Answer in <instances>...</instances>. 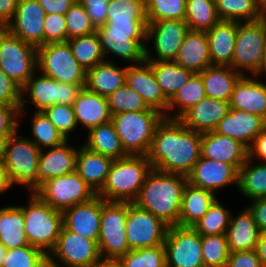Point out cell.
<instances>
[{"instance_id": "50", "label": "cell", "mask_w": 266, "mask_h": 267, "mask_svg": "<svg viewBox=\"0 0 266 267\" xmlns=\"http://www.w3.org/2000/svg\"><path fill=\"white\" fill-rule=\"evenodd\" d=\"M187 0H146L148 23L166 19L185 20Z\"/></svg>"}, {"instance_id": "13", "label": "cell", "mask_w": 266, "mask_h": 267, "mask_svg": "<svg viewBox=\"0 0 266 267\" xmlns=\"http://www.w3.org/2000/svg\"><path fill=\"white\" fill-rule=\"evenodd\" d=\"M35 194L44 203L61 212L97 195L76 171L49 179Z\"/></svg>"}, {"instance_id": "22", "label": "cell", "mask_w": 266, "mask_h": 267, "mask_svg": "<svg viewBox=\"0 0 266 267\" xmlns=\"http://www.w3.org/2000/svg\"><path fill=\"white\" fill-rule=\"evenodd\" d=\"M201 156L234 165L239 170L248 159V147L237 139L208 131L202 133Z\"/></svg>"}, {"instance_id": "25", "label": "cell", "mask_w": 266, "mask_h": 267, "mask_svg": "<svg viewBox=\"0 0 266 267\" xmlns=\"http://www.w3.org/2000/svg\"><path fill=\"white\" fill-rule=\"evenodd\" d=\"M229 109V102L205 97L187 110L179 120L192 131L201 133L214 131Z\"/></svg>"}, {"instance_id": "27", "label": "cell", "mask_w": 266, "mask_h": 267, "mask_svg": "<svg viewBox=\"0 0 266 267\" xmlns=\"http://www.w3.org/2000/svg\"><path fill=\"white\" fill-rule=\"evenodd\" d=\"M237 30V21L220 20L206 31L212 66L231 67Z\"/></svg>"}, {"instance_id": "63", "label": "cell", "mask_w": 266, "mask_h": 267, "mask_svg": "<svg viewBox=\"0 0 266 267\" xmlns=\"http://www.w3.org/2000/svg\"><path fill=\"white\" fill-rule=\"evenodd\" d=\"M13 186L14 185L11 182L5 167L3 166V163H0V194L8 191L9 188Z\"/></svg>"}, {"instance_id": "12", "label": "cell", "mask_w": 266, "mask_h": 267, "mask_svg": "<svg viewBox=\"0 0 266 267\" xmlns=\"http://www.w3.org/2000/svg\"><path fill=\"white\" fill-rule=\"evenodd\" d=\"M37 70L58 82L86 83V71L74 58L67 42L44 44L38 47Z\"/></svg>"}, {"instance_id": "10", "label": "cell", "mask_w": 266, "mask_h": 267, "mask_svg": "<svg viewBox=\"0 0 266 267\" xmlns=\"http://www.w3.org/2000/svg\"><path fill=\"white\" fill-rule=\"evenodd\" d=\"M85 84L64 83L53 80L44 74H35L22 86V100L19 113L24 112L25 93L30 96L31 104L35 111H44L55 104L72 106ZM29 94H28V93Z\"/></svg>"}, {"instance_id": "37", "label": "cell", "mask_w": 266, "mask_h": 267, "mask_svg": "<svg viewBox=\"0 0 266 267\" xmlns=\"http://www.w3.org/2000/svg\"><path fill=\"white\" fill-rule=\"evenodd\" d=\"M164 96L170 100L195 74L175 61H148Z\"/></svg>"}, {"instance_id": "11", "label": "cell", "mask_w": 266, "mask_h": 267, "mask_svg": "<svg viewBox=\"0 0 266 267\" xmlns=\"http://www.w3.org/2000/svg\"><path fill=\"white\" fill-rule=\"evenodd\" d=\"M265 44L266 17L253 22H238L231 67L242 75L243 69L247 70L253 76L261 65Z\"/></svg>"}, {"instance_id": "5", "label": "cell", "mask_w": 266, "mask_h": 267, "mask_svg": "<svg viewBox=\"0 0 266 267\" xmlns=\"http://www.w3.org/2000/svg\"><path fill=\"white\" fill-rule=\"evenodd\" d=\"M164 114L149 108L140 112H123L112 115L111 122L129 155H147L157 125Z\"/></svg>"}, {"instance_id": "45", "label": "cell", "mask_w": 266, "mask_h": 267, "mask_svg": "<svg viewBox=\"0 0 266 267\" xmlns=\"http://www.w3.org/2000/svg\"><path fill=\"white\" fill-rule=\"evenodd\" d=\"M107 22H148L146 0H110Z\"/></svg>"}, {"instance_id": "40", "label": "cell", "mask_w": 266, "mask_h": 267, "mask_svg": "<svg viewBox=\"0 0 266 267\" xmlns=\"http://www.w3.org/2000/svg\"><path fill=\"white\" fill-rule=\"evenodd\" d=\"M185 21L189 30L208 31L219 21L215 0H187Z\"/></svg>"}, {"instance_id": "34", "label": "cell", "mask_w": 266, "mask_h": 267, "mask_svg": "<svg viewBox=\"0 0 266 267\" xmlns=\"http://www.w3.org/2000/svg\"><path fill=\"white\" fill-rule=\"evenodd\" d=\"M204 83L206 97L230 101L234 87L242 76L229 66H210L198 73Z\"/></svg>"}, {"instance_id": "68", "label": "cell", "mask_w": 266, "mask_h": 267, "mask_svg": "<svg viewBox=\"0 0 266 267\" xmlns=\"http://www.w3.org/2000/svg\"><path fill=\"white\" fill-rule=\"evenodd\" d=\"M7 249L0 243V267H2L3 260L6 256Z\"/></svg>"}, {"instance_id": "19", "label": "cell", "mask_w": 266, "mask_h": 267, "mask_svg": "<svg viewBox=\"0 0 266 267\" xmlns=\"http://www.w3.org/2000/svg\"><path fill=\"white\" fill-rule=\"evenodd\" d=\"M239 170L231 164L200 157L187 175L191 185L216 194L220 188L235 184L238 187Z\"/></svg>"}, {"instance_id": "32", "label": "cell", "mask_w": 266, "mask_h": 267, "mask_svg": "<svg viewBox=\"0 0 266 267\" xmlns=\"http://www.w3.org/2000/svg\"><path fill=\"white\" fill-rule=\"evenodd\" d=\"M113 160L82 145L76 156L75 171L97 194L104 186Z\"/></svg>"}, {"instance_id": "44", "label": "cell", "mask_w": 266, "mask_h": 267, "mask_svg": "<svg viewBox=\"0 0 266 267\" xmlns=\"http://www.w3.org/2000/svg\"><path fill=\"white\" fill-rule=\"evenodd\" d=\"M219 201L216 198L208 211L193 226L200 235L226 234L229 227L231 211L221 205Z\"/></svg>"}, {"instance_id": "48", "label": "cell", "mask_w": 266, "mask_h": 267, "mask_svg": "<svg viewBox=\"0 0 266 267\" xmlns=\"http://www.w3.org/2000/svg\"><path fill=\"white\" fill-rule=\"evenodd\" d=\"M48 255L41 249L26 245L7 250L2 267H47Z\"/></svg>"}, {"instance_id": "59", "label": "cell", "mask_w": 266, "mask_h": 267, "mask_svg": "<svg viewBox=\"0 0 266 267\" xmlns=\"http://www.w3.org/2000/svg\"><path fill=\"white\" fill-rule=\"evenodd\" d=\"M248 158H255L266 163V127L256 136L252 144L248 147Z\"/></svg>"}, {"instance_id": "42", "label": "cell", "mask_w": 266, "mask_h": 267, "mask_svg": "<svg viewBox=\"0 0 266 267\" xmlns=\"http://www.w3.org/2000/svg\"><path fill=\"white\" fill-rule=\"evenodd\" d=\"M215 3L220 20L253 22L264 17L256 0H215Z\"/></svg>"}, {"instance_id": "9", "label": "cell", "mask_w": 266, "mask_h": 267, "mask_svg": "<svg viewBox=\"0 0 266 267\" xmlns=\"http://www.w3.org/2000/svg\"><path fill=\"white\" fill-rule=\"evenodd\" d=\"M0 69L22 87L38 73L37 48L0 28Z\"/></svg>"}, {"instance_id": "58", "label": "cell", "mask_w": 266, "mask_h": 267, "mask_svg": "<svg viewBox=\"0 0 266 267\" xmlns=\"http://www.w3.org/2000/svg\"><path fill=\"white\" fill-rule=\"evenodd\" d=\"M252 204L248 206L254 221L261 232H266V197L251 200Z\"/></svg>"}, {"instance_id": "38", "label": "cell", "mask_w": 266, "mask_h": 267, "mask_svg": "<svg viewBox=\"0 0 266 267\" xmlns=\"http://www.w3.org/2000/svg\"><path fill=\"white\" fill-rule=\"evenodd\" d=\"M247 159L239 169L238 190L253 200L266 197V163L254 164Z\"/></svg>"}, {"instance_id": "31", "label": "cell", "mask_w": 266, "mask_h": 267, "mask_svg": "<svg viewBox=\"0 0 266 267\" xmlns=\"http://www.w3.org/2000/svg\"><path fill=\"white\" fill-rule=\"evenodd\" d=\"M110 60L97 64L86 71L85 88L106 98L126 84L127 66L118 67L113 60Z\"/></svg>"}, {"instance_id": "56", "label": "cell", "mask_w": 266, "mask_h": 267, "mask_svg": "<svg viewBox=\"0 0 266 267\" xmlns=\"http://www.w3.org/2000/svg\"><path fill=\"white\" fill-rule=\"evenodd\" d=\"M19 110L20 106L0 104V134H14L19 130Z\"/></svg>"}, {"instance_id": "6", "label": "cell", "mask_w": 266, "mask_h": 267, "mask_svg": "<svg viewBox=\"0 0 266 267\" xmlns=\"http://www.w3.org/2000/svg\"><path fill=\"white\" fill-rule=\"evenodd\" d=\"M28 205L22 209L25 234L31 246L47 255L55 248L62 224V212L44 203L35 193L29 196Z\"/></svg>"}, {"instance_id": "67", "label": "cell", "mask_w": 266, "mask_h": 267, "mask_svg": "<svg viewBox=\"0 0 266 267\" xmlns=\"http://www.w3.org/2000/svg\"><path fill=\"white\" fill-rule=\"evenodd\" d=\"M259 11L266 17V0H256Z\"/></svg>"}, {"instance_id": "26", "label": "cell", "mask_w": 266, "mask_h": 267, "mask_svg": "<svg viewBox=\"0 0 266 267\" xmlns=\"http://www.w3.org/2000/svg\"><path fill=\"white\" fill-rule=\"evenodd\" d=\"M230 108L258 115L266 121V84L242 75L229 101Z\"/></svg>"}, {"instance_id": "65", "label": "cell", "mask_w": 266, "mask_h": 267, "mask_svg": "<svg viewBox=\"0 0 266 267\" xmlns=\"http://www.w3.org/2000/svg\"><path fill=\"white\" fill-rule=\"evenodd\" d=\"M11 135L13 134H0V163H3L7 141Z\"/></svg>"}, {"instance_id": "23", "label": "cell", "mask_w": 266, "mask_h": 267, "mask_svg": "<svg viewBox=\"0 0 266 267\" xmlns=\"http://www.w3.org/2000/svg\"><path fill=\"white\" fill-rule=\"evenodd\" d=\"M265 127L266 121L258 115L230 108L214 132L237 139L249 147Z\"/></svg>"}, {"instance_id": "3", "label": "cell", "mask_w": 266, "mask_h": 267, "mask_svg": "<svg viewBox=\"0 0 266 267\" xmlns=\"http://www.w3.org/2000/svg\"><path fill=\"white\" fill-rule=\"evenodd\" d=\"M151 170L145 155H129L113 160L106 182L97 195L106 201L133 203Z\"/></svg>"}, {"instance_id": "54", "label": "cell", "mask_w": 266, "mask_h": 267, "mask_svg": "<svg viewBox=\"0 0 266 267\" xmlns=\"http://www.w3.org/2000/svg\"><path fill=\"white\" fill-rule=\"evenodd\" d=\"M21 88L0 69V104L20 106L22 100Z\"/></svg>"}, {"instance_id": "41", "label": "cell", "mask_w": 266, "mask_h": 267, "mask_svg": "<svg viewBox=\"0 0 266 267\" xmlns=\"http://www.w3.org/2000/svg\"><path fill=\"white\" fill-rule=\"evenodd\" d=\"M66 42L69 44L74 58L85 71L105 61L96 32Z\"/></svg>"}, {"instance_id": "8", "label": "cell", "mask_w": 266, "mask_h": 267, "mask_svg": "<svg viewBox=\"0 0 266 267\" xmlns=\"http://www.w3.org/2000/svg\"><path fill=\"white\" fill-rule=\"evenodd\" d=\"M128 202L106 201L101 211L98 250L103 259H119L131 249L126 238Z\"/></svg>"}, {"instance_id": "16", "label": "cell", "mask_w": 266, "mask_h": 267, "mask_svg": "<svg viewBox=\"0 0 266 267\" xmlns=\"http://www.w3.org/2000/svg\"><path fill=\"white\" fill-rule=\"evenodd\" d=\"M168 227L151 212L128 202L125 232L131 250L163 245Z\"/></svg>"}, {"instance_id": "61", "label": "cell", "mask_w": 266, "mask_h": 267, "mask_svg": "<svg viewBox=\"0 0 266 267\" xmlns=\"http://www.w3.org/2000/svg\"><path fill=\"white\" fill-rule=\"evenodd\" d=\"M19 0H0V28H4L13 18Z\"/></svg>"}, {"instance_id": "33", "label": "cell", "mask_w": 266, "mask_h": 267, "mask_svg": "<svg viewBox=\"0 0 266 267\" xmlns=\"http://www.w3.org/2000/svg\"><path fill=\"white\" fill-rule=\"evenodd\" d=\"M215 195L208 190L195 187L187 182L182 194L178 226L193 227L215 201L217 198Z\"/></svg>"}, {"instance_id": "21", "label": "cell", "mask_w": 266, "mask_h": 267, "mask_svg": "<svg viewBox=\"0 0 266 267\" xmlns=\"http://www.w3.org/2000/svg\"><path fill=\"white\" fill-rule=\"evenodd\" d=\"M103 198L96 195L62 212L63 227L73 233L98 242Z\"/></svg>"}, {"instance_id": "43", "label": "cell", "mask_w": 266, "mask_h": 267, "mask_svg": "<svg viewBox=\"0 0 266 267\" xmlns=\"http://www.w3.org/2000/svg\"><path fill=\"white\" fill-rule=\"evenodd\" d=\"M32 116L31 132L33 138L30 140L40 150L57 147L67 141L65 136L57 130L43 111H35Z\"/></svg>"}, {"instance_id": "35", "label": "cell", "mask_w": 266, "mask_h": 267, "mask_svg": "<svg viewBox=\"0 0 266 267\" xmlns=\"http://www.w3.org/2000/svg\"><path fill=\"white\" fill-rule=\"evenodd\" d=\"M88 150L104 155L112 160L129 156L124 150L112 122L98 125L88 131L87 141L83 144Z\"/></svg>"}, {"instance_id": "20", "label": "cell", "mask_w": 266, "mask_h": 267, "mask_svg": "<svg viewBox=\"0 0 266 267\" xmlns=\"http://www.w3.org/2000/svg\"><path fill=\"white\" fill-rule=\"evenodd\" d=\"M126 85L137 92L146 104L160 111L166 118L169 100L164 96L148 61L127 66Z\"/></svg>"}, {"instance_id": "49", "label": "cell", "mask_w": 266, "mask_h": 267, "mask_svg": "<svg viewBox=\"0 0 266 267\" xmlns=\"http://www.w3.org/2000/svg\"><path fill=\"white\" fill-rule=\"evenodd\" d=\"M107 99L111 115L140 112L150 108L143 98L126 84L119 87Z\"/></svg>"}, {"instance_id": "29", "label": "cell", "mask_w": 266, "mask_h": 267, "mask_svg": "<svg viewBox=\"0 0 266 267\" xmlns=\"http://www.w3.org/2000/svg\"><path fill=\"white\" fill-rule=\"evenodd\" d=\"M174 61L195 74L212 66L206 32L189 30Z\"/></svg>"}, {"instance_id": "14", "label": "cell", "mask_w": 266, "mask_h": 267, "mask_svg": "<svg viewBox=\"0 0 266 267\" xmlns=\"http://www.w3.org/2000/svg\"><path fill=\"white\" fill-rule=\"evenodd\" d=\"M100 259L98 244L94 240L73 233L62 226L57 244L48 255V266L93 267Z\"/></svg>"}, {"instance_id": "52", "label": "cell", "mask_w": 266, "mask_h": 267, "mask_svg": "<svg viewBox=\"0 0 266 267\" xmlns=\"http://www.w3.org/2000/svg\"><path fill=\"white\" fill-rule=\"evenodd\" d=\"M43 112L54 124L57 130L68 140L71 132L77 127L72 106L55 104L46 108Z\"/></svg>"}, {"instance_id": "60", "label": "cell", "mask_w": 266, "mask_h": 267, "mask_svg": "<svg viewBox=\"0 0 266 267\" xmlns=\"http://www.w3.org/2000/svg\"><path fill=\"white\" fill-rule=\"evenodd\" d=\"M46 14H62L70 9L76 0H36Z\"/></svg>"}, {"instance_id": "15", "label": "cell", "mask_w": 266, "mask_h": 267, "mask_svg": "<svg viewBox=\"0 0 266 267\" xmlns=\"http://www.w3.org/2000/svg\"><path fill=\"white\" fill-rule=\"evenodd\" d=\"M164 248L166 267H204L201 235L193 227H168Z\"/></svg>"}, {"instance_id": "64", "label": "cell", "mask_w": 266, "mask_h": 267, "mask_svg": "<svg viewBox=\"0 0 266 267\" xmlns=\"http://www.w3.org/2000/svg\"><path fill=\"white\" fill-rule=\"evenodd\" d=\"M93 267H122V264L118 259L101 258Z\"/></svg>"}, {"instance_id": "46", "label": "cell", "mask_w": 266, "mask_h": 267, "mask_svg": "<svg viewBox=\"0 0 266 267\" xmlns=\"http://www.w3.org/2000/svg\"><path fill=\"white\" fill-rule=\"evenodd\" d=\"M204 267H226L230 251L226 234L201 235Z\"/></svg>"}, {"instance_id": "4", "label": "cell", "mask_w": 266, "mask_h": 267, "mask_svg": "<svg viewBox=\"0 0 266 267\" xmlns=\"http://www.w3.org/2000/svg\"><path fill=\"white\" fill-rule=\"evenodd\" d=\"M147 25L148 22H106L96 27L105 61L110 52L135 64L145 61Z\"/></svg>"}, {"instance_id": "7", "label": "cell", "mask_w": 266, "mask_h": 267, "mask_svg": "<svg viewBox=\"0 0 266 267\" xmlns=\"http://www.w3.org/2000/svg\"><path fill=\"white\" fill-rule=\"evenodd\" d=\"M17 132L7 141L3 166L13 185L27 186L30 194L35 193L40 188L36 174L41 150L30 138L18 136Z\"/></svg>"}, {"instance_id": "66", "label": "cell", "mask_w": 266, "mask_h": 267, "mask_svg": "<svg viewBox=\"0 0 266 267\" xmlns=\"http://www.w3.org/2000/svg\"><path fill=\"white\" fill-rule=\"evenodd\" d=\"M266 73V44H265V49H264V53H263V58H262V62L261 65L258 69V71L253 75L255 76H259V77H263V75H261L262 73Z\"/></svg>"}, {"instance_id": "24", "label": "cell", "mask_w": 266, "mask_h": 267, "mask_svg": "<svg viewBox=\"0 0 266 267\" xmlns=\"http://www.w3.org/2000/svg\"><path fill=\"white\" fill-rule=\"evenodd\" d=\"M65 141L62 145L40 151L36 178L41 185L49 179L75 171L78 149Z\"/></svg>"}, {"instance_id": "47", "label": "cell", "mask_w": 266, "mask_h": 267, "mask_svg": "<svg viewBox=\"0 0 266 267\" xmlns=\"http://www.w3.org/2000/svg\"><path fill=\"white\" fill-rule=\"evenodd\" d=\"M118 260L122 267H166L164 244L130 250Z\"/></svg>"}, {"instance_id": "51", "label": "cell", "mask_w": 266, "mask_h": 267, "mask_svg": "<svg viewBox=\"0 0 266 267\" xmlns=\"http://www.w3.org/2000/svg\"><path fill=\"white\" fill-rule=\"evenodd\" d=\"M67 40L96 32L86 9L76 0L65 13Z\"/></svg>"}, {"instance_id": "57", "label": "cell", "mask_w": 266, "mask_h": 267, "mask_svg": "<svg viewBox=\"0 0 266 267\" xmlns=\"http://www.w3.org/2000/svg\"><path fill=\"white\" fill-rule=\"evenodd\" d=\"M226 267H262L255 249L230 253Z\"/></svg>"}, {"instance_id": "28", "label": "cell", "mask_w": 266, "mask_h": 267, "mask_svg": "<svg viewBox=\"0 0 266 267\" xmlns=\"http://www.w3.org/2000/svg\"><path fill=\"white\" fill-rule=\"evenodd\" d=\"M73 112L77 125L90 129L111 121L108 99L99 94L90 92L85 87L74 101Z\"/></svg>"}, {"instance_id": "62", "label": "cell", "mask_w": 266, "mask_h": 267, "mask_svg": "<svg viewBox=\"0 0 266 267\" xmlns=\"http://www.w3.org/2000/svg\"><path fill=\"white\" fill-rule=\"evenodd\" d=\"M255 251L260 259L261 266L266 267V232H261Z\"/></svg>"}, {"instance_id": "30", "label": "cell", "mask_w": 266, "mask_h": 267, "mask_svg": "<svg viewBox=\"0 0 266 267\" xmlns=\"http://www.w3.org/2000/svg\"><path fill=\"white\" fill-rule=\"evenodd\" d=\"M237 216H230L226 232L230 253L253 250L259 240L261 231L254 221L251 211L246 207Z\"/></svg>"}, {"instance_id": "53", "label": "cell", "mask_w": 266, "mask_h": 267, "mask_svg": "<svg viewBox=\"0 0 266 267\" xmlns=\"http://www.w3.org/2000/svg\"><path fill=\"white\" fill-rule=\"evenodd\" d=\"M67 41L65 15L46 14L44 20V44L63 43Z\"/></svg>"}, {"instance_id": "18", "label": "cell", "mask_w": 266, "mask_h": 267, "mask_svg": "<svg viewBox=\"0 0 266 267\" xmlns=\"http://www.w3.org/2000/svg\"><path fill=\"white\" fill-rule=\"evenodd\" d=\"M45 17L44 9L36 0H19L14 16L5 28L38 48L44 45Z\"/></svg>"}, {"instance_id": "39", "label": "cell", "mask_w": 266, "mask_h": 267, "mask_svg": "<svg viewBox=\"0 0 266 267\" xmlns=\"http://www.w3.org/2000/svg\"><path fill=\"white\" fill-rule=\"evenodd\" d=\"M206 97L204 83L201 76L196 73L191 79L169 100L167 112L177 111L170 119H179L187 110L198 104Z\"/></svg>"}, {"instance_id": "55", "label": "cell", "mask_w": 266, "mask_h": 267, "mask_svg": "<svg viewBox=\"0 0 266 267\" xmlns=\"http://www.w3.org/2000/svg\"><path fill=\"white\" fill-rule=\"evenodd\" d=\"M87 11L95 27L107 22L108 2L110 0H77Z\"/></svg>"}, {"instance_id": "2", "label": "cell", "mask_w": 266, "mask_h": 267, "mask_svg": "<svg viewBox=\"0 0 266 267\" xmlns=\"http://www.w3.org/2000/svg\"><path fill=\"white\" fill-rule=\"evenodd\" d=\"M187 182V176L152 169L133 203L151 212L169 227L178 225L182 194Z\"/></svg>"}, {"instance_id": "17", "label": "cell", "mask_w": 266, "mask_h": 267, "mask_svg": "<svg viewBox=\"0 0 266 267\" xmlns=\"http://www.w3.org/2000/svg\"><path fill=\"white\" fill-rule=\"evenodd\" d=\"M188 31V24L185 20L166 19L148 23L146 42L153 40L157 58L151 55V50L146 45V61H174Z\"/></svg>"}, {"instance_id": "36", "label": "cell", "mask_w": 266, "mask_h": 267, "mask_svg": "<svg viewBox=\"0 0 266 267\" xmlns=\"http://www.w3.org/2000/svg\"><path fill=\"white\" fill-rule=\"evenodd\" d=\"M0 243L7 250L30 245L25 234L23 213L19 205L0 208Z\"/></svg>"}, {"instance_id": "1", "label": "cell", "mask_w": 266, "mask_h": 267, "mask_svg": "<svg viewBox=\"0 0 266 267\" xmlns=\"http://www.w3.org/2000/svg\"><path fill=\"white\" fill-rule=\"evenodd\" d=\"M202 133L179 119L164 117L157 125L148 154L152 169L187 176L201 157Z\"/></svg>"}]
</instances>
